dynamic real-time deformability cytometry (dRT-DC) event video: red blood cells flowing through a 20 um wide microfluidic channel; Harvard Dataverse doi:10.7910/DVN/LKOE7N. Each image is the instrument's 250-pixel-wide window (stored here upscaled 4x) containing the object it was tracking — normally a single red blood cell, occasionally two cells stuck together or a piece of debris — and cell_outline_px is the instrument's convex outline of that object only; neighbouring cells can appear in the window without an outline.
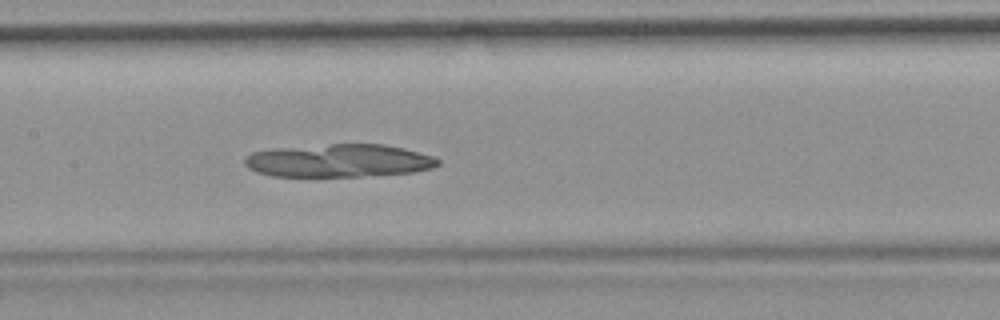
{"species": "common noctule bat (a hibernating species)", "species_latin": "Nyctalus noctula", "temperature_condition": "room temperature", "stored_images_in_passage": 54, "camera_frame_rate_fps": 3000, "um_per_image_px": 0.085, "animal": {"sex": "female", "body_mass_g": 19.9}, "frame": {"image": 1, "passage_image": 26, "time_ms": 8.333, "image_size_px": [1000, 320], "cell_outline_px": [[440, 164], [432, 168], [412, 172], [360, 176], [272, 176], [256, 172], [248, 168], [244, 164], [244, 156], [252, 152], [276, 148], [332, 144], [384, 144], [404, 148], [432, 156], [440, 160]], "centroid_in_image_um": [28.77, 13.65], "position_along_channel_um": 178.6, "area_um2": 37.11}}
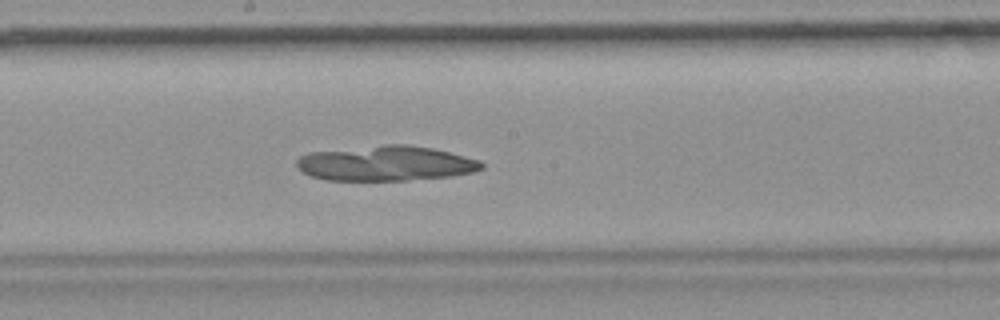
{"frame": {"image": 2, "passage_image": 29, "time_ms": 9.333, "image_size_px": [1000, 320], "cell_outline_px": [[484, 168], [472, 172], [452, 176], [408, 180], [328, 180], [308, 176], [296, 164], [296, 160], [300, 156], [308, 152], [384, 144], [404, 144], [432, 148], [480, 160], [484, 164]], "centroid_in_image_um": [32.78, 13.88], "position_along_channel_um": 215.4, "area_um2": 37.8}}
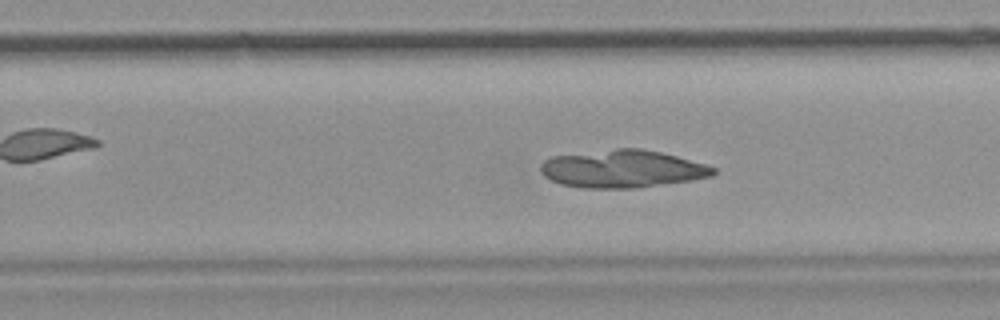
{"frame": {"image": 3, "passage_image": 34, "time_ms": 11.0, "image_size_px": [1000, 320], "cell_outline_px": [[716, 172], [712, 176], [692, 180], [632, 188], [584, 188], [560, 184], [544, 176], [540, 172], [540, 164], [548, 156], [616, 148], [640, 148], [660, 152], [676, 156], [704, 164], [716, 168]], "centroid_in_image_um": [52.85, 14.34], "position_along_channel_um": 277.0, "area_um2": 37.97}}